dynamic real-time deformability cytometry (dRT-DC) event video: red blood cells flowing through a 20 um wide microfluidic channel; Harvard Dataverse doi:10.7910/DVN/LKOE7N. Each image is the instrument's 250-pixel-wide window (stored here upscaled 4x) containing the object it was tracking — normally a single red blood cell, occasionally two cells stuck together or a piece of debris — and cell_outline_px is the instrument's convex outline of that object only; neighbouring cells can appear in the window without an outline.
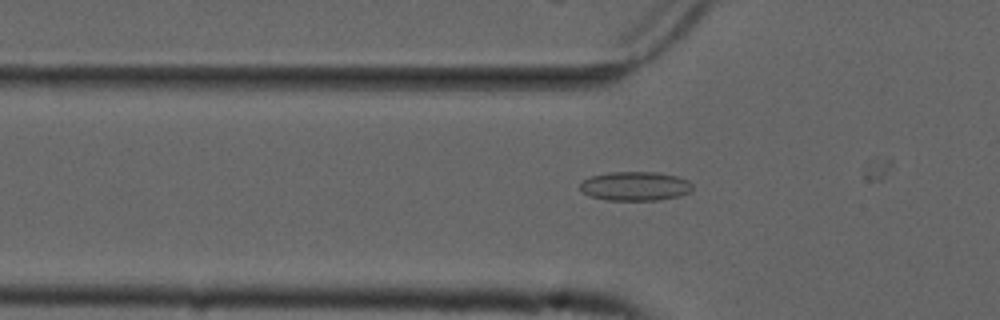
{"species": "common noctule bat (a hibernating species)", "species_latin": "Nyctalus noctula", "temperature_condition": "cold", "stored_images_in_passage": 21, "camera_frame_rate_fps": 3000, "um_per_image_px": 0.085, "animal": {"sex": "male", "forearm_length_mm": 52.5}, "frame": {"image": 1, "passage_image": 18, "time_ms": 5.667, "image_size_px": [1000, 320], "cell_outline_px": [[692, 188], [688, 192], [680, 196], [656, 200], [608, 200], [588, 196], [580, 188], [580, 184], [584, 180], [592, 176], [608, 172], [656, 172], [676, 176], [688, 180], [692, 184]], "centroid_in_image_um": [53.98, 15.82], "position_along_channel_um": 71.8, "area_um2": 18.96}}